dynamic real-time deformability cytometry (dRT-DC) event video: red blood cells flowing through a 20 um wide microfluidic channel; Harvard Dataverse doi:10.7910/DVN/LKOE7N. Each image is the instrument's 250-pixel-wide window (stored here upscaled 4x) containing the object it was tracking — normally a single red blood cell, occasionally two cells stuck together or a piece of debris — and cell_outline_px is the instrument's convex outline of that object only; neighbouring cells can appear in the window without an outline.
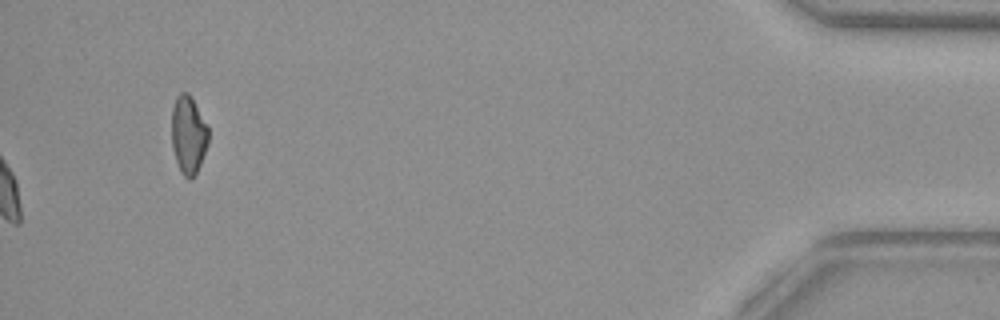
{"species": "common noctule bat (a hibernating species)", "species_latin": "Nyctalus noctula", "temperature_condition": "warm", "stored_images_in_passage": 49, "camera_frame_rate_fps": 3000, "um_per_image_px": 0.085, "animal": {"sex": "female", "body_mass_g": 29.2, "forearm_length_mm": 56.3}, "frame": {"image": 1, "passage_image": 49, "time_ms": 16.0, "image_size_px": [1000, 320], "cell_outline_px": [[208, 144], [200, 164], [196, 172], [188, 180], [180, 172], [172, 148], [172, 108], [176, 96], [180, 92], [188, 92], [192, 96], [208, 128]], "centroid_in_image_um": [16.0, 11.43], "position_along_channel_um": 419.2, "area_um2": 16.7}, "authors_computed_cell_mechanics": {"area_um2": 21.4438, "velocity_mm_per_s": 3.9439, "shape_relaxation_time_tau1_ms": 3.9188, "shape_relaxation_time_tau2_ms": 3.6287, "deformation_change_tau1": 0.102, "deformation_change_tau2": 0.0962}}